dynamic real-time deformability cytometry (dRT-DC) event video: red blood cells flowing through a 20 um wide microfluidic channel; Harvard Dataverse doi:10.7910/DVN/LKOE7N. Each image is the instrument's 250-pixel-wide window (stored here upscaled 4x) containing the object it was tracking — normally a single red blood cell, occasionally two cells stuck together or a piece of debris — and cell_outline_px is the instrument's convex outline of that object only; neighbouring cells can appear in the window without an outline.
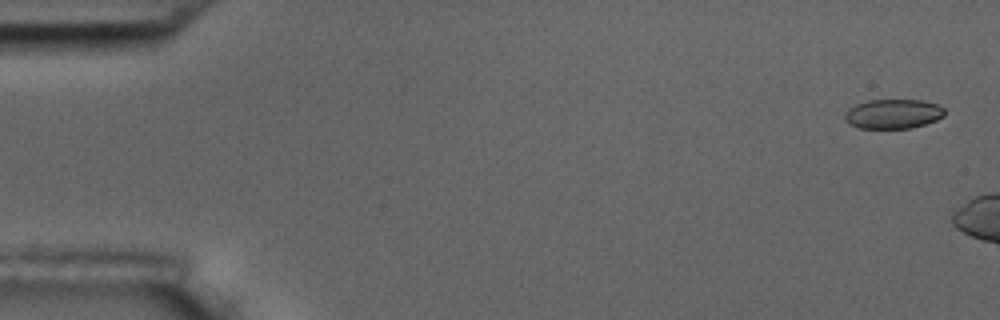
{"species": "common noctule bat (a hibernating species)", "species_latin": "Nyctalus noctula", "temperature_condition": "room temperature", "stored_images_in_passage": 7, "camera_frame_rate_fps": 3000, "um_per_image_px": 0.085, "animal": {"sex": "male", "body_mass_g": 17.5, "forearm_length_mm": 52.3}, "frame": {"image": 1, "passage_image": 2, "time_ms": 0.333, "image_size_px": [1000, 320], "cell_outline_px": [[944, 116], [936, 120], [912, 128], [860, 128], [848, 124], [844, 120], [844, 112], [848, 108], [856, 104], [868, 100], [924, 100], [936, 104], [944, 108]], "centroid_in_image_um": [75.88, 9.68], "position_along_channel_um": 9.1, "area_um2": 17.28}}